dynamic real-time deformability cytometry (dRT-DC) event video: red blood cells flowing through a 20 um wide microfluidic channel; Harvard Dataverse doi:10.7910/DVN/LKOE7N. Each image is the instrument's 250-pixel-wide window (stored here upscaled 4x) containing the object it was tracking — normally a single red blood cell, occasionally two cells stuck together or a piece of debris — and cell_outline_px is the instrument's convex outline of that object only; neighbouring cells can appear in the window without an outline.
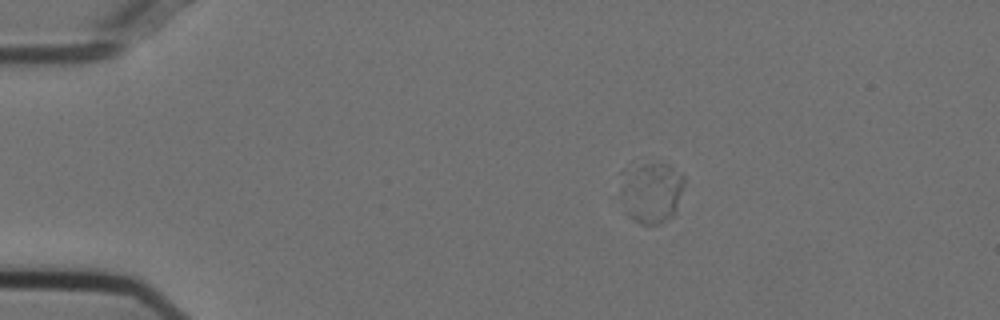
{"species": "Egyptian fruit bat (a non-hibernating species)", "species_latin": "Rousettus aegyptiacus", "temperature_condition": "cold", "stored_images_in_passage": 53, "camera_frame_rate_fps": 3000, "um_per_image_px": 0.085, "animal": {"sex": "female"}, "frame": {"image": 1, "passage_image": 9, "time_ms": 2.667, "image_size_px": [1000, 320], "cell_outline_px": [[684, 184], [672, 216], [656, 224], [640, 224], [628, 212], [620, 196], [620, 172], [632, 160], [664, 164], [680, 172], [684, 176]], "centroid_in_image_um": [55.28, 16.22], "position_along_channel_um": 29.7, "area_um2": 23.06}}
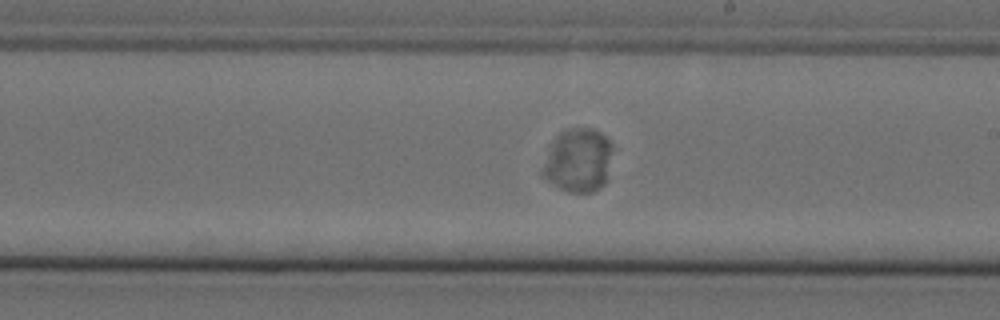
{"frame": {"image": 2, "passage_image": 31, "time_ms": 10.0, "image_size_px": [1000, 320], "cell_outline_px": [[612, 148], [604, 184], [592, 192], [568, 192], [560, 188], [540, 176], [540, 172], [552, 140], [560, 132], [568, 128], [592, 128], [600, 132], [612, 144]], "centroid_in_image_um": [49.1, 13.62], "position_along_channel_um": 239.9, "area_um2": 25.89}}
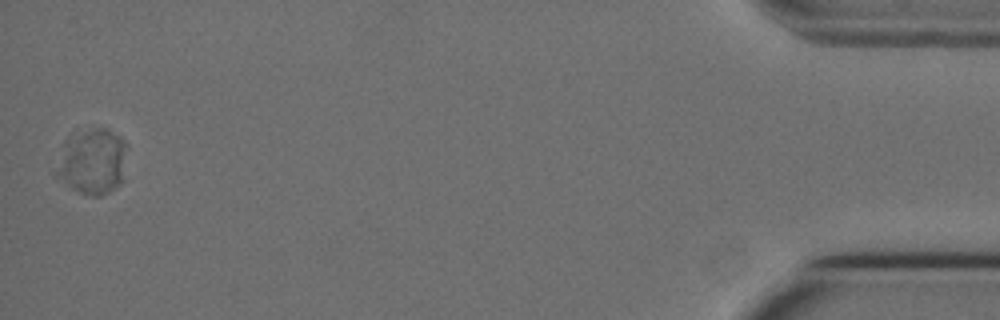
{"frame": {"image": 3, "passage_image": 53, "time_ms": 17.333, "image_size_px": [1000, 320], "cell_outline_px": [[128, 144], [120, 180], [108, 192], [100, 196], [92, 196], [80, 192], [52, 176], [64, 140], [92, 128], [104, 128], [120, 136]], "centroid_in_image_um": [7.8, 13.72], "position_along_channel_um": 427.4, "area_um2": 26.82}, "authors_computed_cell_mechanics": {"area_um2": 25.8944, "velocity_mm_per_s": 3.6808, "shape_relaxation_time_tau1_ms": 1.4822, "shape_relaxation_time_tau2_ms": null, "deformation_change_tau1": 0.0098, "deformation_change_tau2": null}}